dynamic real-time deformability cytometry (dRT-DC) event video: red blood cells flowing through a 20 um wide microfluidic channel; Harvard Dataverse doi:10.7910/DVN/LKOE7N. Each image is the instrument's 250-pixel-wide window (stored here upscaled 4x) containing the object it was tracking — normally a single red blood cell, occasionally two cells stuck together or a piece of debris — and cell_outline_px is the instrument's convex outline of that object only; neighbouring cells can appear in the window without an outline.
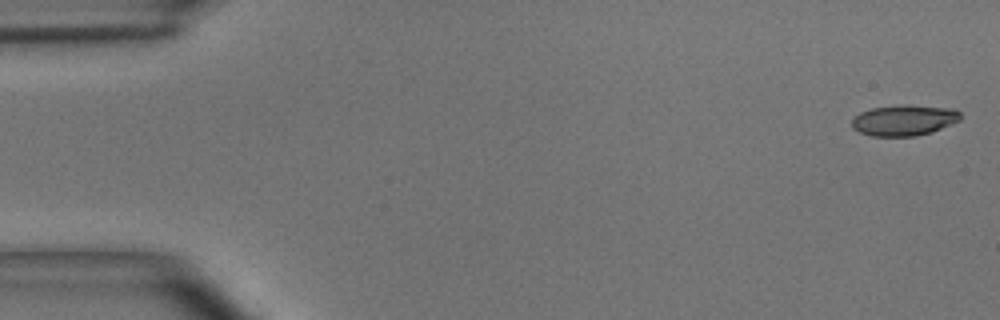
{"species": "common noctule bat (a hibernating species)", "species_latin": "Nyctalus noctula", "temperature_condition": "room temperature", "stored_images_in_passage": 7, "camera_frame_rate_fps": 3000, "um_per_image_px": 0.085, "animal": {"sex": "male", "body_mass_g": 15.6}, "frame": {"image": 1, "passage_image": 1, "time_ms": 0.0, "image_size_px": [1000, 320], "cell_outline_px": [[960, 120], [932, 132], [916, 136], [872, 136], [860, 132], [852, 128], [852, 120], [860, 112], [872, 108], [900, 104], [904, 104], [956, 108], [960, 112]], "centroid_in_image_um": [76.86, 10.21], "position_along_channel_um": 8.1, "area_um2": 19.65}}